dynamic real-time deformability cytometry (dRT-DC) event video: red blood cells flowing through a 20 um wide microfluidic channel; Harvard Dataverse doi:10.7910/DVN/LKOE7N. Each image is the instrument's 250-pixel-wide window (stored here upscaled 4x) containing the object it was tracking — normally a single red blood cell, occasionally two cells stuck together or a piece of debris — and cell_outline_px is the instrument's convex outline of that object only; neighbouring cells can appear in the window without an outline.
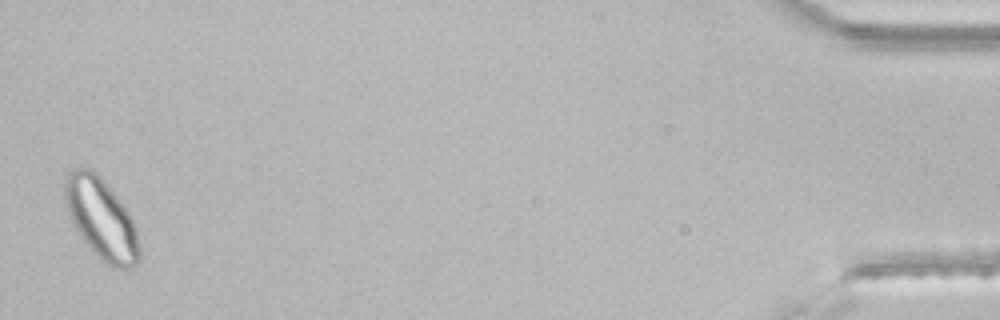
{"species": "common noctule bat (a hibernating species)", "species_latin": "Nyctalus noctula", "temperature_condition": "room temperature", "stored_images_in_passage": 42, "segment_of_instrument_passage": [2, 2], "camera_frame_rate_fps": 3000, "um_per_image_px": 0.085, "animal": {"sex": "male", "body_mass_g": 21.5, "forearm_length_mm": 52.0}, "frame": {"image": 1, "passage_image": 42, "time_ms": 13.667, "image_size_px": [1000, 320], "cell_outline_px": [[140, 256], [136, 264], [132, 268], [112, 268], [104, 264], [92, 252], [76, 228], [72, 220], [64, 200], [64, 180], [68, 172], [72, 168], [88, 168], [96, 172], [100, 176], [116, 196], [128, 212], [136, 228], [140, 244]], "centroid_in_image_um": [8.61, 18.62], "position_along_channel_um": 426.6, "area_um2": 35.03}}